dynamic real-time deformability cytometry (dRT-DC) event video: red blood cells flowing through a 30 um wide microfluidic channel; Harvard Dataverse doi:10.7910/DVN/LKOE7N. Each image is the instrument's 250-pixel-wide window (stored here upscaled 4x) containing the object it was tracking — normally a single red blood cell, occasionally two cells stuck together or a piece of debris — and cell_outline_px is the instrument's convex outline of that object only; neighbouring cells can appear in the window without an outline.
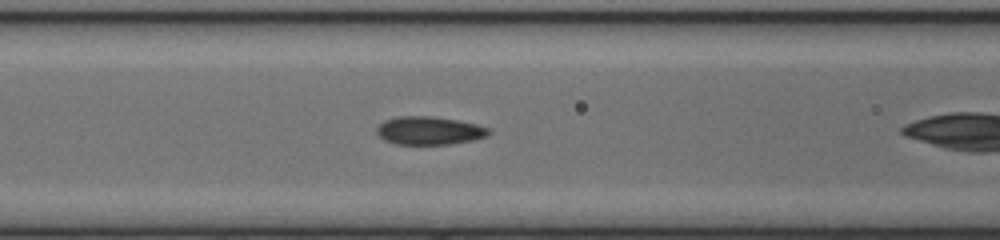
{"species": "common noctule bat (a hibernating species)", "species_latin": "Nyctalus noctula", "temperature_condition": "cold", "stored_images_in_passage": 27, "camera_frame_rate_fps": 3000, "um_per_image_px": 0.085, "animal": {"sex": "female", "body_mass_g": 17.0, "forearm_length_mm": 48.0}, "frame": {"image": 1, "passage_image": 8, "time_ms": 2.333, "image_size_px": [1000, 240], "cell_outline_px": [[492, 132], [488, 136], [472, 140], [448, 144], [396, 144], [384, 140], [376, 132], [376, 128], [384, 120], [396, 116], [432, 116], [456, 120], [476, 124], [488, 128]], "centroid_in_image_um": [36.47, 11.1], "position_along_channel_um": 130.1, "area_um2": 18.38}}
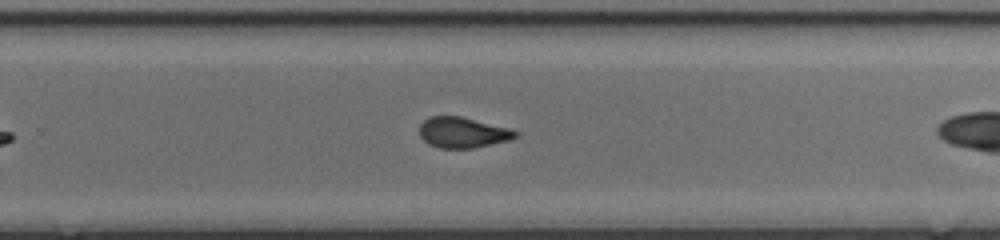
{"frame": {"image": 2, "passage_image": 20, "time_ms": 6.333, "image_size_px": [1000, 240], "cell_outline_px": [[520, 132], [512, 140], [472, 148], [440, 148], [428, 144], [420, 136], [420, 124], [428, 116], [460, 116], [512, 128]], "centroid_in_image_um": [39.37, 11.26], "position_along_channel_um": 290.4, "area_um2": 17.34}}
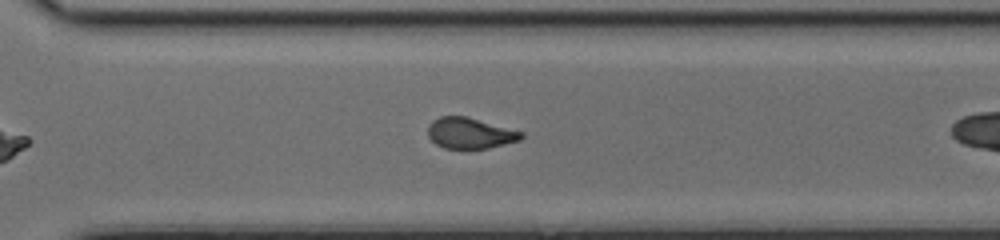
{"frame": {"image": 3, "passage_image": 23, "time_ms": 7.333, "image_size_px": [1000, 240], "cell_outline_px": [[524, 136], [520, 140], [488, 148], [444, 148], [436, 144], [428, 136], [428, 124], [432, 120], [440, 116], [468, 116], [524, 132]], "centroid_in_image_um": [39.95, 11.3], "position_along_channel_um": 330.7, "area_um2": 16.88}}